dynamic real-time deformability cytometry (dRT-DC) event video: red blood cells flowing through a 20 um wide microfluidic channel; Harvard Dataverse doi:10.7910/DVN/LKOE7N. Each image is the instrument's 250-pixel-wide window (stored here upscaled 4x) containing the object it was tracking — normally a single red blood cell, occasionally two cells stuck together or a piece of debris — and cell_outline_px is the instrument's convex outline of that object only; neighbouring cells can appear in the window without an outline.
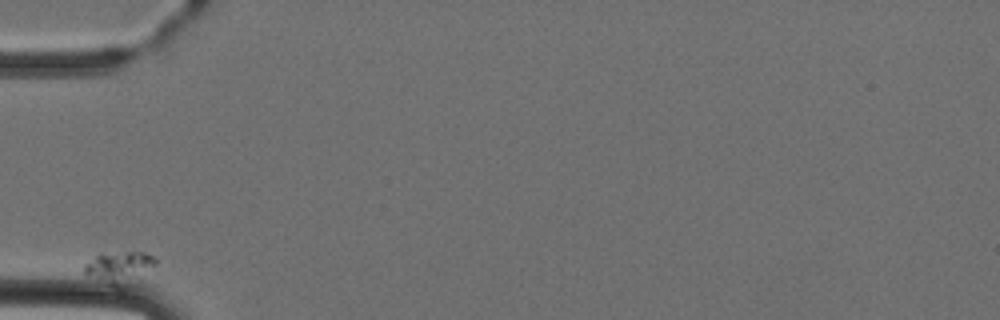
{"species": "Egyptian fruit bat (a non-hibernating species)", "species_latin": "Rousettus aegyptiacus", "temperature_condition": "cold", "stored_images_in_passage": 4, "camera_frame_rate_fps": 3000, "um_per_image_px": 0.085, "animal": {"sex": "female"}, "frame": {"image": 1, "passage_image": 1, "time_ms": 0.0, "image_size_px": [1000, 320], "cell_outline_px": [[156, 264], [136, 280], [124, 288], [116, 288], [88, 276], [84, 272], [84, 264], [100, 252], [144, 252], [156, 256]], "centroid_in_image_um": [10.13, 22.73], "position_along_channel_um": 74.9, "area_um2": 13.58}}
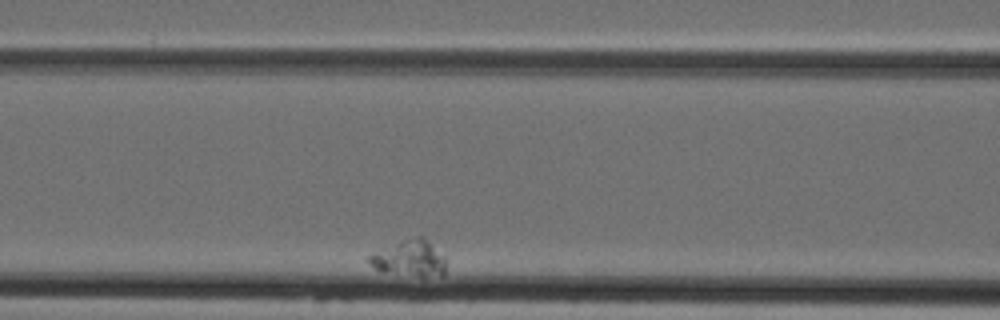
{"frame": {"image": 2, "passage_image": 3, "time_ms": 2.667, "image_size_px": [1000, 320], "cell_outline_px": [[444, 276], [420, 276], [384, 272], [376, 268], [368, 260], [368, 256], [400, 240], [416, 236], [420, 236], [444, 256]], "centroid_in_image_um": [34.82, 21.97], "position_along_channel_um": 131.8, "area_um2": 15.66}}